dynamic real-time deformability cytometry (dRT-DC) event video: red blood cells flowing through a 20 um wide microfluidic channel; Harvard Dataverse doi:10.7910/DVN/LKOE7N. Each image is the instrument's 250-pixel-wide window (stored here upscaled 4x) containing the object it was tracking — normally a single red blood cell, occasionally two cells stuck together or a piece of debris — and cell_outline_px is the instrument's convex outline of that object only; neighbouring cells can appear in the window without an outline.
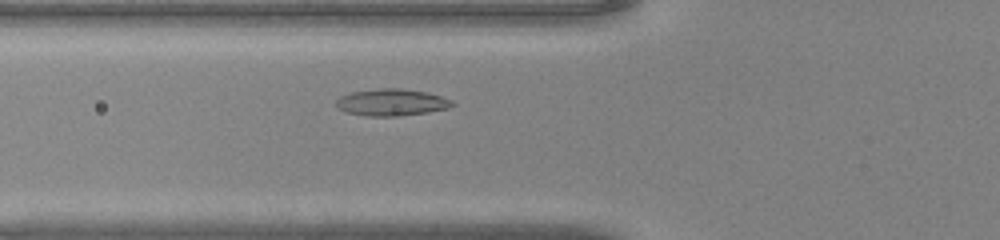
{"species": "common noctule bat (a hibernating species)", "species_latin": "Nyctalus noctula", "temperature_condition": "warm", "stored_images_in_passage": 36, "segment_of_instrument_passage": [1, 2], "camera_frame_rate_fps": 3000, "um_per_image_px": 0.085, "animal": {"sex": "male", "body_mass_g": 20.0, "forearm_length_mm": 53.3}, "frame": {"image": 1, "passage_image": 6, "time_ms": 1.667, "image_size_px": [1000, 240], "cell_outline_px": [[456, 104], [448, 108], [428, 112], [400, 116], [368, 116], [348, 112], [336, 108], [336, 100], [340, 96], [352, 92], [380, 88], [400, 88], [428, 92], [452, 100]], "centroid_in_image_um": [33.3, 8.7], "position_along_channel_um": 92.5, "area_um2": 18.21}}
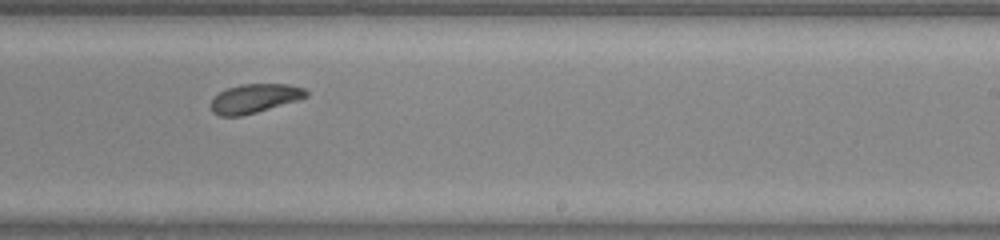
{"frame": {"image": 2, "passage_image": 18, "time_ms": 5.667, "image_size_px": [1000, 240], "cell_outline_px": [[308, 96], [300, 100], [256, 112], [240, 116], [220, 116], [212, 112], [212, 100], [220, 92], [228, 88], [240, 84], [288, 84], [304, 88], [308, 92]], "centroid_in_image_um": [21.68, 8.36], "position_along_channel_um": 267.3, "area_um2": 16.01}}
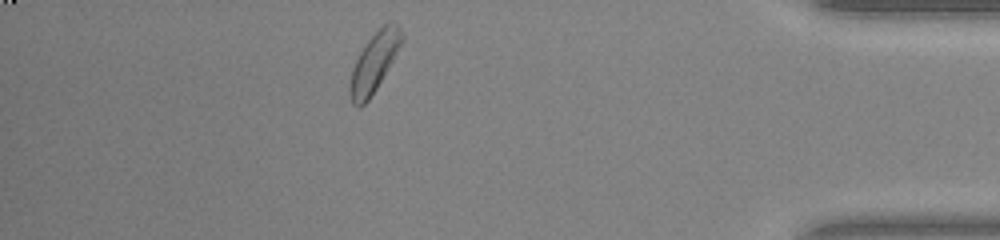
{"frame": {"image": 3, "passage_image": 30, "time_ms": 9.667, "image_size_px": [1000, 240], "cell_outline_px": [[404, 40], [388, 68], [376, 88], [368, 100], [360, 108], [356, 108], [352, 104], [348, 96], [348, 84], [352, 68], [364, 44], [388, 20], [396, 20], [404, 36]], "centroid_in_image_um": [31.79, 5.3], "position_along_channel_um": 403.4, "area_um2": 18.15}}